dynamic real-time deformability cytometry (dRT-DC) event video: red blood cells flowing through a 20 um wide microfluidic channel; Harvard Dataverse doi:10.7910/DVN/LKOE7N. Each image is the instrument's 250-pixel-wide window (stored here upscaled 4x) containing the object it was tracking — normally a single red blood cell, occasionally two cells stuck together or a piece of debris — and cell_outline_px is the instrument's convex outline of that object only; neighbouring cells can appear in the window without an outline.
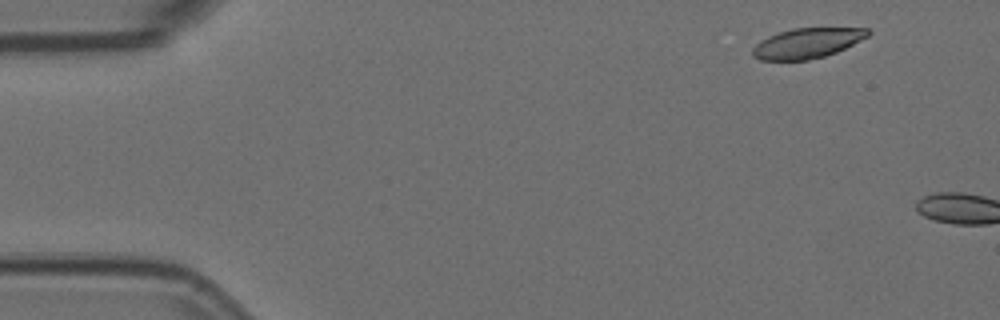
{"species": "Egyptian fruit bat (a non-hibernating species)", "species_latin": "Rousettus aegyptiacus", "temperature_condition": "room temperature", "stored_images_in_passage": 2, "camera_frame_rate_fps": 3000, "um_per_image_px": 0.085, "animal": {"sex": "female"}, "frame": {"image": 1, "passage_image": 1, "time_ms": 0.0, "image_size_px": [1000, 320], "cell_outline_px": [[872, 32], [868, 36], [836, 52], [824, 56], [808, 60], [760, 60], [752, 56], [752, 48], [760, 40], [768, 36], [792, 28], [868, 28]], "centroid_in_image_um": [68.58, 3.67], "position_along_channel_um": 16.4, "area_um2": 20.17}}